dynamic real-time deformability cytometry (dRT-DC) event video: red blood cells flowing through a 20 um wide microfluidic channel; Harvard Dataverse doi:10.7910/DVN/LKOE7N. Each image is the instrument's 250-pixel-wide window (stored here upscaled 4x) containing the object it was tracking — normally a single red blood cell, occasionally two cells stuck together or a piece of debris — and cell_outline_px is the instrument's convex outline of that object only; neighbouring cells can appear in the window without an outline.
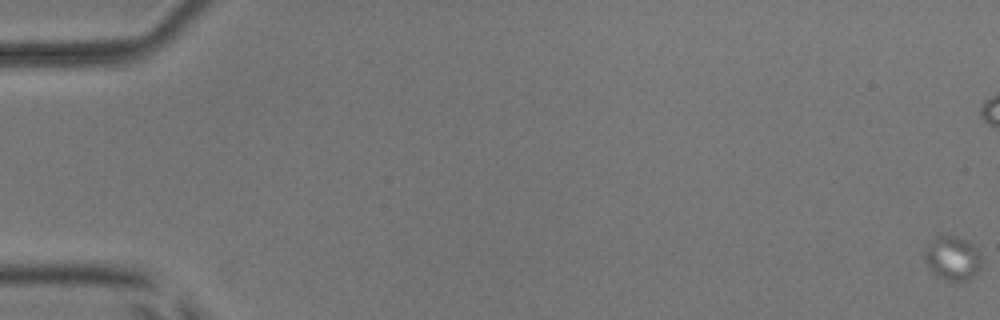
{"species": "common noctule bat (a hibernating species)", "species_latin": "Nyctalus noctula", "temperature_condition": "room temperature", "stored_images_in_passage": 33, "camera_frame_rate_fps": 3000, "um_per_image_px": 0.085, "animal": {"sex": "male", "body_mass_g": 17.9, "forearm_length_mm": 54.2}, "frame": {"image": 1, "passage_image": 1, "time_ms": 0.0, "image_size_px": [1000, 320], "cell_outline_px": [[980, 268], [968, 280], [944, 280], [932, 272], [924, 260], [924, 252], [928, 244], [936, 236], [956, 236], [968, 240], [976, 248], [980, 256]], "centroid_in_image_um": [80.94, 21.93], "position_along_channel_um": 4.1, "area_um2": 14.45}}